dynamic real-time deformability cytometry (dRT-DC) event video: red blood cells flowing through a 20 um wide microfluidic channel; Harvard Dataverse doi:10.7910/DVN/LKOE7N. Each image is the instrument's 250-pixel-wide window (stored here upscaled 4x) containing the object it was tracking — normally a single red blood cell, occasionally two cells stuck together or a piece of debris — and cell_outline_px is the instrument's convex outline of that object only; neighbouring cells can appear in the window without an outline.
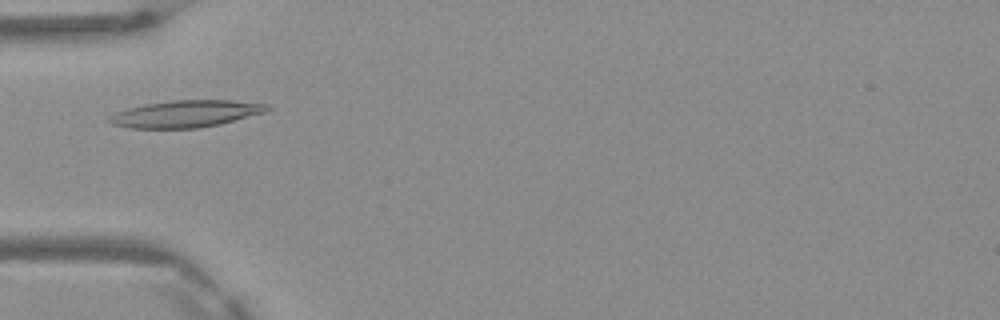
{"species": "Egyptian fruit bat (a non-hibernating species)", "species_latin": "Rousettus aegyptiacus", "temperature_condition": "warm", "stored_images_in_passage": 1, "camera_frame_rate_fps": 3000, "um_per_image_px": 0.085, "frame": {"image": 1, "passage_image": 1, "time_ms": 0.0, "image_size_px": [1000, 320], "cell_outline_px": [[272, 108], [268, 112], [220, 124], [196, 128], [132, 128], [112, 124], [108, 120], [108, 116], [116, 112], [128, 108], [148, 104], [176, 100], [232, 100], [268, 104]], "centroid_in_image_um": [15.86, 9.67], "position_along_channel_um": 69.1, "area_um2": 24.74}}